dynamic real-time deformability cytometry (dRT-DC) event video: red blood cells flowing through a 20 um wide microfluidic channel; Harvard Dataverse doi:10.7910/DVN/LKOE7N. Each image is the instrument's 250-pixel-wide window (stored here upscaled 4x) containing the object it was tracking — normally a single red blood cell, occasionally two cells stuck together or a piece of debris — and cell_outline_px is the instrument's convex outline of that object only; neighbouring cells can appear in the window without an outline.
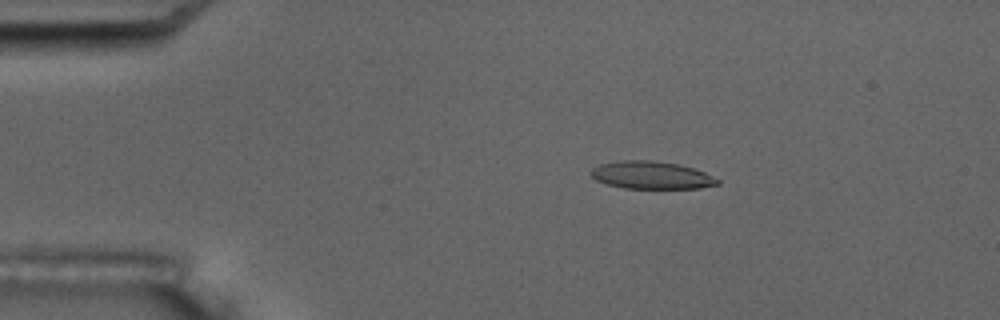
{"species": "common noctule bat (a hibernating species)", "species_latin": "Nyctalus noctula", "temperature_condition": "room temperature", "stored_images_in_passage": 3, "camera_frame_rate_fps": 3000, "um_per_image_px": 0.085, "animal": {"sex": "male", "body_mass_g": 17.5, "forearm_length_mm": 52.3}, "frame": {"image": 1, "passage_image": 1, "time_ms": 0.0, "image_size_px": [1000, 320], "cell_outline_px": [[720, 184], [700, 188], [624, 188], [608, 184], [596, 180], [588, 172], [592, 168], [600, 164], [620, 160], [652, 160], [680, 164], [704, 172], [720, 180]], "centroid_in_image_um": [55.36, 14.88], "position_along_channel_um": 29.6, "area_um2": 20.4}}